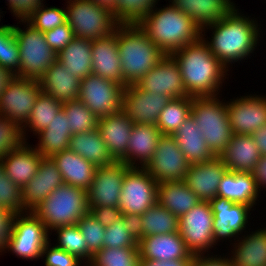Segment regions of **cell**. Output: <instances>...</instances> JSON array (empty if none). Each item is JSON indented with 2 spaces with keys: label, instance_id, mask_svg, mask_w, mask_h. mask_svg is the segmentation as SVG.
<instances>
[{
  "label": "cell",
  "instance_id": "cell-45",
  "mask_svg": "<svg viewBox=\"0 0 266 266\" xmlns=\"http://www.w3.org/2000/svg\"><path fill=\"white\" fill-rule=\"evenodd\" d=\"M160 0H117L113 14L119 24H137Z\"/></svg>",
  "mask_w": 266,
  "mask_h": 266
},
{
  "label": "cell",
  "instance_id": "cell-10",
  "mask_svg": "<svg viewBox=\"0 0 266 266\" xmlns=\"http://www.w3.org/2000/svg\"><path fill=\"white\" fill-rule=\"evenodd\" d=\"M213 213L209 201H201L179 218V234L192 255H213Z\"/></svg>",
  "mask_w": 266,
  "mask_h": 266
},
{
  "label": "cell",
  "instance_id": "cell-13",
  "mask_svg": "<svg viewBox=\"0 0 266 266\" xmlns=\"http://www.w3.org/2000/svg\"><path fill=\"white\" fill-rule=\"evenodd\" d=\"M124 88L115 81L92 73L80 80L78 100L101 118L122 110Z\"/></svg>",
  "mask_w": 266,
  "mask_h": 266
},
{
  "label": "cell",
  "instance_id": "cell-48",
  "mask_svg": "<svg viewBox=\"0 0 266 266\" xmlns=\"http://www.w3.org/2000/svg\"><path fill=\"white\" fill-rule=\"evenodd\" d=\"M21 190L18 185L9 179L0 162V207L6 208L15 214L24 213Z\"/></svg>",
  "mask_w": 266,
  "mask_h": 266
},
{
  "label": "cell",
  "instance_id": "cell-46",
  "mask_svg": "<svg viewBox=\"0 0 266 266\" xmlns=\"http://www.w3.org/2000/svg\"><path fill=\"white\" fill-rule=\"evenodd\" d=\"M81 233L83 234L88 246V264L92 256L100 251L103 246L105 226L88 211L77 223Z\"/></svg>",
  "mask_w": 266,
  "mask_h": 266
},
{
  "label": "cell",
  "instance_id": "cell-21",
  "mask_svg": "<svg viewBox=\"0 0 266 266\" xmlns=\"http://www.w3.org/2000/svg\"><path fill=\"white\" fill-rule=\"evenodd\" d=\"M227 168L220 157L189 165L183 181L201 201H210L217 196L218 185Z\"/></svg>",
  "mask_w": 266,
  "mask_h": 266
},
{
  "label": "cell",
  "instance_id": "cell-41",
  "mask_svg": "<svg viewBox=\"0 0 266 266\" xmlns=\"http://www.w3.org/2000/svg\"><path fill=\"white\" fill-rule=\"evenodd\" d=\"M56 235L57 248L63 249L66 252L78 257L85 265H88V246L83 234L81 233L78 225H68L55 228L51 233Z\"/></svg>",
  "mask_w": 266,
  "mask_h": 266
},
{
  "label": "cell",
  "instance_id": "cell-60",
  "mask_svg": "<svg viewBox=\"0 0 266 266\" xmlns=\"http://www.w3.org/2000/svg\"><path fill=\"white\" fill-rule=\"evenodd\" d=\"M256 146L258 147L262 156H266V125L252 134Z\"/></svg>",
  "mask_w": 266,
  "mask_h": 266
},
{
  "label": "cell",
  "instance_id": "cell-20",
  "mask_svg": "<svg viewBox=\"0 0 266 266\" xmlns=\"http://www.w3.org/2000/svg\"><path fill=\"white\" fill-rule=\"evenodd\" d=\"M61 173L51 157H43L35 176L22 188L24 211H33L56 188L62 186Z\"/></svg>",
  "mask_w": 266,
  "mask_h": 266
},
{
  "label": "cell",
  "instance_id": "cell-57",
  "mask_svg": "<svg viewBox=\"0 0 266 266\" xmlns=\"http://www.w3.org/2000/svg\"><path fill=\"white\" fill-rule=\"evenodd\" d=\"M124 224L133 238L139 242L143 238V226L141 214H123Z\"/></svg>",
  "mask_w": 266,
  "mask_h": 266
},
{
  "label": "cell",
  "instance_id": "cell-25",
  "mask_svg": "<svg viewBox=\"0 0 266 266\" xmlns=\"http://www.w3.org/2000/svg\"><path fill=\"white\" fill-rule=\"evenodd\" d=\"M42 156L28 141L0 159L6 175L21 189L35 176Z\"/></svg>",
  "mask_w": 266,
  "mask_h": 266
},
{
  "label": "cell",
  "instance_id": "cell-50",
  "mask_svg": "<svg viewBox=\"0 0 266 266\" xmlns=\"http://www.w3.org/2000/svg\"><path fill=\"white\" fill-rule=\"evenodd\" d=\"M103 246L110 248L138 247V242L128 231L127 225L124 224L123 216L105 228Z\"/></svg>",
  "mask_w": 266,
  "mask_h": 266
},
{
  "label": "cell",
  "instance_id": "cell-12",
  "mask_svg": "<svg viewBox=\"0 0 266 266\" xmlns=\"http://www.w3.org/2000/svg\"><path fill=\"white\" fill-rule=\"evenodd\" d=\"M157 181L144 169L130 167L123 179L118 207L123 214H144L157 203Z\"/></svg>",
  "mask_w": 266,
  "mask_h": 266
},
{
  "label": "cell",
  "instance_id": "cell-2",
  "mask_svg": "<svg viewBox=\"0 0 266 266\" xmlns=\"http://www.w3.org/2000/svg\"><path fill=\"white\" fill-rule=\"evenodd\" d=\"M178 63L185 90L190 97L221 95L228 70L209 49L202 37L170 54Z\"/></svg>",
  "mask_w": 266,
  "mask_h": 266
},
{
  "label": "cell",
  "instance_id": "cell-14",
  "mask_svg": "<svg viewBox=\"0 0 266 266\" xmlns=\"http://www.w3.org/2000/svg\"><path fill=\"white\" fill-rule=\"evenodd\" d=\"M41 92L37 79L16 77L0 95V116L12 120L22 128Z\"/></svg>",
  "mask_w": 266,
  "mask_h": 266
},
{
  "label": "cell",
  "instance_id": "cell-11",
  "mask_svg": "<svg viewBox=\"0 0 266 266\" xmlns=\"http://www.w3.org/2000/svg\"><path fill=\"white\" fill-rule=\"evenodd\" d=\"M209 203L214 217L212 226L215 246H219L220 242L224 241L225 243L230 241V245L233 244L243 232L245 233L251 227L248 224L250 223V212L254 210L251 206L235 203L218 196L210 200Z\"/></svg>",
  "mask_w": 266,
  "mask_h": 266
},
{
  "label": "cell",
  "instance_id": "cell-8",
  "mask_svg": "<svg viewBox=\"0 0 266 266\" xmlns=\"http://www.w3.org/2000/svg\"><path fill=\"white\" fill-rule=\"evenodd\" d=\"M66 3L67 22L77 38L89 41L104 38L119 25L113 13L92 0H67Z\"/></svg>",
  "mask_w": 266,
  "mask_h": 266
},
{
  "label": "cell",
  "instance_id": "cell-40",
  "mask_svg": "<svg viewBox=\"0 0 266 266\" xmlns=\"http://www.w3.org/2000/svg\"><path fill=\"white\" fill-rule=\"evenodd\" d=\"M143 237L179 231V218L158 203L141 215Z\"/></svg>",
  "mask_w": 266,
  "mask_h": 266
},
{
  "label": "cell",
  "instance_id": "cell-19",
  "mask_svg": "<svg viewBox=\"0 0 266 266\" xmlns=\"http://www.w3.org/2000/svg\"><path fill=\"white\" fill-rule=\"evenodd\" d=\"M136 84L146 92L166 95L171 99L188 96L178 63L171 55L163 56Z\"/></svg>",
  "mask_w": 266,
  "mask_h": 266
},
{
  "label": "cell",
  "instance_id": "cell-9",
  "mask_svg": "<svg viewBox=\"0 0 266 266\" xmlns=\"http://www.w3.org/2000/svg\"><path fill=\"white\" fill-rule=\"evenodd\" d=\"M50 233L32 212L16 214L7 252L23 260H40L45 245L50 241Z\"/></svg>",
  "mask_w": 266,
  "mask_h": 266
},
{
  "label": "cell",
  "instance_id": "cell-4",
  "mask_svg": "<svg viewBox=\"0 0 266 266\" xmlns=\"http://www.w3.org/2000/svg\"><path fill=\"white\" fill-rule=\"evenodd\" d=\"M116 39L122 79L128 85L137 83L165 56L138 24H119Z\"/></svg>",
  "mask_w": 266,
  "mask_h": 266
},
{
  "label": "cell",
  "instance_id": "cell-62",
  "mask_svg": "<svg viewBox=\"0 0 266 266\" xmlns=\"http://www.w3.org/2000/svg\"><path fill=\"white\" fill-rule=\"evenodd\" d=\"M92 1L113 14L117 9V0H92Z\"/></svg>",
  "mask_w": 266,
  "mask_h": 266
},
{
  "label": "cell",
  "instance_id": "cell-30",
  "mask_svg": "<svg viewBox=\"0 0 266 266\" xmlns=\"http://www.w3.org/2000/svg\"><path fill=\"white\" fill-rule=\"evenodd\" d=\"M162 133L155 124H134L127 149V166L144 168L153 157Z\"/></svg>",
  "mask_w": 266,
  "mask_h": 266
},
{
  "label": "cell",
  "instance_id": "cell-22",
  "mask_svg": "<svg viewBox=\"0 0 266 266\" xmlns=\"http://www.w3.org/2000/svg\"><path fill=\"white\" fill-rule=\"evenodd\" d=\"M133 125L122 110L98 119L97 128L114 161H122L127 165L128 140Z\"/></svg>",
  "mask_w": 266,
  "mask_h": 266
},
{
  "label": "cell",
  "instance_id": "cell-51",
  "mask_svg": "<svg viewBox=\"0 0 266 266\" xmlns=\"http://www.w3.org/2000/svg\"><path fill=\"white\" fill-rule=\"evenodd\" d=\"M52 245L53 244L50 239L42 250L40 258H44L43 262L45 266H87L78 257L71 255L63 249L57 248L55 245Z\"/></svg>",
  "mask_w": 266,
  "mask_h": 266
},
{
  "label": "cell",
  "instance_id": "cell-44",
  "mask_svg": "<svg viewBox=\"0 0 266 266\" xmlns=\"http://www.w3.org/2000/svg\"><path fill=\"white\" fill-rule=\"evenodd\" d=\"M0 8V22L3 16ZM2 17V18H1ZM20 49L14 34V25H0V66L17 74L20 69Z\"/></svg>",
  "mask_w": 266,
  "mask_h": 266
},
{
  "label": "cell",
  "instance_id": "cell-59",
  "mask_svg": "<svg viewBox=\"0 0 266 266\" xmlns=\"http://www.w3.org/2000/svg\"><path fill=\"white\" fill-rule=\"evenodd\" d=\"M193 259H176V260H140V266H191Z\"/></svg>",
  "mask_w": 266,
  "mask_h": 266
},
{
  "label": "cell",
  "instance_id": "cell-24",
  "mask_svg": "<svg viewBox=\"0 0 266 266\" xmlns=\"http://www.w3.org/2000/svg\"><path fill=\"white\" fill-rule=\"evenodd\" d=\"M92 73L126 87L122 79L116 30L111 35L92 41Z\"/></svg>",
  "mask_w": 266,
  "mask_h": 266
},
{
  "label": "cell",
  "instance_id": "cell-55",
  "mask_svg": "<svg viewBox=\"0 0 266 266\" xmlns=\"http://www.w3.org/2000/svg\"><path fill=\"white\" fill-rule=\"evenodd\" d=\"M89 211L99 221L102 226L108 227L116 220L122 218V211L119 207H103L97 206L89 208Z\"/></svg>",
  "mask_w": 266,
  "mask_h": 266
},
{
  "label": "cell",
  "instance_id": "cell-15",
  "mask_svg": "<svg viewBox=\"0 0 266 266\" xmlns=\"http://www.w3.org/2000/svg\"><path fill=\"white\" fill-rule=\"evenodd\" d=\"M190 163L180 150L172 135H162L157 142L153 157L144 169L157 181H181L187 174Z\"/></svg>",
  "mask_w": 266,
  "mask_h": 266
},
{
  "label": "cell",
  "instance_id": "cell-43",
  "mask_svg": "<svg viewBox=\"0 0 266 266\" xmlns=\"http://www.w3.org/2000/svg\"><path fill=\"white\" fill-rule=\"evenodd\" d=\"M62 108L67 116L72 135L97 128L99 118L80 100L63 102Z\"/></svg>",
  "mask_w": 266,
  "mask_h": 266
},
{
  "label": "cell",
  "instance_id": "cell-1",
  "mask_svg": "<svg viewBox=\"0 0 266 266\" xmlns=\"http://www.w3.org/2000/svg\"><path fill=\"white\" fill-rule=\"evenodd\" d=\"M238 7L235 6L220 21L202 29V39L208 44L210 52L228 70L233 67L232 64L235 66L237 62L240 64L254 57V51L261 45L260 38L263 39L261 21L259 23L257 18L247 13L245 15ZM207 30L212 31L211 38L206 35Z\"/></svg>",
  "mask_w": 266,
  "mask_h": 266
},
{
  "label": "cell",
  "instance_id": "cell-26",
  "mask_svg": "<svg viewBox=\"0 0 266 266\" xmlns=\"http://www.w3.org/2000/svg\"><path fill=\"white\" fill-rule=\"evenodd\" d=\"M248 230L236 239L226 254L233 266H266V227Z\"/></svg>",
  "mask_w": 266,
  "mask_h": 266
},
{
  "label": "cell",
  "instance_id": "cell-38",
  "mask_svg": "<svg viewBox=\"0 0 266 266\" xmlns=\"http://www.w3.org/2000/svg\"><path fill=\"white\" fill-rule=\"evenodd\" d=\"M63 102L54 99L52 96L41 92L34 104L30 117L22 127L23 139L25 142L30 137L28 132L36 136L43 129H46L57 113L62 109ZM27 132V133H26Z\"/></svg>",
  "mask_w": 266,
  "mask_h": 266
},
{
  "label": "cell",
  "instance_id": "cell-52",
  "mask_svg": "<svg viewBox=\"0 0 266 266\" xmlns=\"http://www.w3.org/2000/svg\"><path fill=\"white\" fill-rule=\"evenodd\" d=\"M46 42L57 54L64 49L74 38V32L68 22L44 32Z\"/></svg>",
  "mask_w": 266,
  "mask_h": 266
},
{
  "label": "cell",
  "instance_id": "cell-61",
  "mask_svg": "<svg viewBox=\"0 0 266 266\" xmlns=\"http://www.w3.org/2000/svg\"><path fill=\"white\" fill-rule=\"evenodd\" d=\"M16 78V74L8 68L0 66V95L6 90L7 85Z\"/></svg>",
  "mask_w": 266,
  "mask_h": 266
},
{
  "label": "cell",
  "instance_id": "cell-49",
  "mask_svg": "<svg viewBox=\"0 0 266 266\" xmlns=\"http://www.w3.org/2000/svg\"><path fill=\"white\" fill-rule=\"evenodd\" d=\"M24 142L22 128L12 120L0 116V159Z\"/></svg>",
  "mask_w": 266,
  "mask_h": 266
},
{
  "label": "cell",
  "instance_id": "cell-34",
  "mask_svg": "<svg viewBox=\"0 0 266 266\" xmlns=\"http://www.w3.org/2000/svg\"><path fill=\"white\" fill-rule=\"evenodd\" d=\"M201 200L181 181H166L158 184L157 203L180 218Z\"/></svg>",
  "mask_w": 266,
  "mask_h": 266
},
{
  "label": "cell",
  "instance_id": "cell-33",
  "mask_svg": "<svg viewBox=\"0 0 266 266\" xmlns=\"http://www.w3.org/2000/svg\"><path fill=\"white\" fill-rule=\"evenodd\" d=\"M172 136L190 164L210 161L216 157L191 115Z\"/></svg>",
  "mask_w": 266,
  "mask_h": 266
},
{
  "label": "cell",
  "instance_id": "cell-47",
  "mask_svg": "<svg viewBox=\"0 0 266 266\" xmlns=\"http://www.w3.org/2000/svg\"><path fill=\"white\" fill-rule=\"evenodd\" d=\"M26 21L41 32L52 30L67 22L66 9L47 7L45 4L37 8Z\"/></svg>",
  "mask_w": 266,
  "mask_h": 266
},
{
  "label": "cell",
  "instance_id": "cell-16",
  "mask_svg": "<svg viewBox=\"0 0 266 266\" xmlns=\"http://www.w3.org/2000/svg\"><path fill=\"white\" fill-rule=\"evenodd\" d=\"M239 97L226 100L232 133L252 135L266 125V94L248 93Z\"/></svg>",
  "mask_w": 266,
  "mask_h": 266
},
{
  "label": "cell",
  "instance_id": "cell-37",
  "mask_svg": "<svg viewBox=\"0 0 266 266\" xmlns=\"http://www.w3.org/2000/svg\"><path fill=\"white\" fill-rule=\"evenodd\" d=\"M57 60L82 80L92 74V41L75 37L58 53Z\"/></svg>",
  "mask_w": 266,
  "mask_h": 266
},
{
  "label": "cell",
  "instance_id": "cell-58",
  "mask_svg": "<svg viewBox=\"0 0 266 266\" xmlns=\"http://www.w3.org/2000/svg\"><path fill=\"white\" fill-rule=\"evenodd\" d=\"M253 177L255 179L257 188L259 192L266 191V156H261L260 160L256 164L254 170L252 171Z\"/></svg>",
  "mask_w": 266,
  "mask_h": 266
},
{
  "label": "cell",
  "instance_id": "cell-3",
  "mask_svg": "<svg viewBox=\"0 0 266 266\" xmlns=\"http://www.w3.org/2000/svg\"><path fill=\"white\" fill-rule=\"evenodd\" d=\"M168 3L163 8L156 4L137 23L165 55H170L202 37V29L195 21Z\"/></svg>",
  "mask_w": 266,
  "mask_h": 266
},
{
  "label": "cell",
  "instance_id": "cell-28",
  "mask_svg": "<svg viewBox=\"0 0 266 266\" xmlns=\"http://www.w3.org/2000/svg\"><path fill=\"white\" fill-rule=\"evenodd\" d=\"M252 172L226 171L218 185L217 196L233 201L244 203L256 210L257 203L261 198Z\"/></svg>",
  "mask_w": 266,
  "mask_h": 266
},
{
  "label": "cell",
  "instance_id": "cell-56",
  "mask_svg": "<svg viewBox=\"0 0 266 266\" xmlns=\"http://www.w3.org/2000/svg\"><path fill=\"white\" fill-rule=\"evenodd\" d=\"M223 255V256H222ZM191 266H233L226 254L196 255Z\"/></svg>",
  "mask_w": 266,
  "mask_h": 266
},
{
  "label": "cell",
  "instance_id": "cell-18",
  "mask_svg": "<svg viewBox=\"0 0 266 266\" xmlns=\"http://www.w3.org/2000/svg\"><path fill=\"white\" fill-rule=\"evenodd\" d=\"M170 100L169 96L146 92L136 83L129 84L123 91L122 111L134 124H156Z\"/></svg>",
  "mask_w": 266,
  "mask_h": 266
},
{
  "label": "cell",
  "instance_id": "cell-17",
  "mask_svg": "<svg viewBox=\"0 0 266 266\" xmlns=\"http://www.w3.org/2000/svg\"><path fill=\"white\" fill-rule=\"evenodd\" d=\"M129 168L122 161L96 167L93 182L87 190L88 208L118 207L124 175Z\"/></svg>",
  "mask_w": 266,
  "mask_h": 266
},
{
  "label": "cell",
  "instance_id": "cell-39",
  "mask_svg": "<svg viewBox=\"0 0 266 266\" xmlns=\"http://www.w3.org/2000/svg\"><path fill=\"white\" fill-rule=\"evenodd\" d=\"M192 97L171 99L158 115L156 127L162 135H173L190 116Z\"/></svg>",
  "mask_w": 266,
  "mask_h": 266
},
{
  "label": "cell",
  "instance_id": "cell-31",
  "mask_svg": "<svg viewBox=\"0 0 266 266\" xmlns=\"http://www.w3.org/2000/svg\"><path fill=\"white\" fill-rule=\"evenodd\" d=\"M51 158L56 163L64 184L88 190L96 171L94 164L70 149L56 153Z\"/></svg>",
  "mask_w": 266,
  "mask_h": 266
},
{
  "label": "cell",
  "instance_id": "cell-42",
  "mask_svg": "<svg viewBox=\"0 0 266 266\" xmlns=\"http://www.w3.org/2000/svg\"><path fill=\"white\" fill-rule=\"evenodd\" d=\"M87 266H140L138 247H103Z\"/></svg>",
  "mask_w": 266,
  "mask_h": 266
},
{
  "label": "cell",
  "instance_id": "cell-7",
  "mask_svg": "<svg viewBox=\"0 0 266 266\" xmlns=\"http://www.w3.org/2000/svg\"><path fill=\"white\" fill-rule=\"evenodd\" d=\"M24 28L19 27L20 25ZM14 24V34L20 49V69L16 77L37 79L57 60V53L46 42L44 32L26 20Z\"/></svg>",
  "mask_w": 266,
  "mask_h": 266
},
{
  "label": "cell",
  "instance_id": "cell-6",
  "mask_svg": "<svg viewBox=\"0 0 266 266\" xmlns=\"http://www.w3.org/2000/svg\"><path fill=\"white\" fill-rule=\"evenodd\" d=\"M221 96L192 97L190 115L216 157L225 151L233 135L228 120L226 100Z\"/></svg>",
  "mask_w": 266,
  "mask_h": 266
},
{
  "label": "cell",
  "instance_id": "cell-54",
  "mask_svg": "<svg viewBox=\"0 0 266 266\" xmlns=\"http://www.w3.org/2000/svg\"><path fill=\"white\" fill-rule=\"evenodd\" d=\"M16 214L0 207V255L6 253Z\"/></svg>",
  "mask_w": 266,
  "mask_h": 266
},
{
  "label": "cell",
  "instance_id": "cell-29",
  "mask_svg": "<svg viewBox=\"0 0 266 266\" xmlns=\"http://www.w3.org/2000/svg\"><path fill=\"white\" fill-rule=\"evenodd\" d=\"M38 81L42 92L58 101L66 102L78 99L80 79L73 76L70 68H66L58 60L49 66Z\"/></svg>",
  "mask_w": 266,
  "mask_h": 266
},
{
  "label": "cell",
  "instance_id": "cell-23",
  "mask_svg": "<svg viewBox=\"0 0 266 266\" xmlns=\"http://www.w3.org/2000/svg\"><path fill=\"white\" fill-rule=\"evenodd\" d=\"M140 260L194 259L179 232L151 235L138 242Z\"/></svg>",
  "mask_w": 266,
  "mask_h": 266
},
{
  "label": "cell",
  "instance_id": "cell-5",
  "mask_svg": "<svg viewBox=\"0 0 266 266\" xmlns=\"http://www.w3.org/2000/svg\"><path fill=\"white\" fill-rule=\"evenodd\" d=\"M89 211L87 191L68 184L56 188L32 212L51 233L55 228L77 225Z\"/></svg>",
  "mask_w": 266,
  "mask_h": 266
},
{
  "label": "cell",
  "instance_id": "cell-27",
  "mask_svg": "<svg viewBox=\"0 0 266 266\" xmlns=\"http://www.w3.org/2000/svg\"><path fill=\"white\" fill-rule=\"evenodd\" d=\"M261 156L252 135L233 134L220 159L228 171L252 172Z\"/></svg>",
  "mask_w": 266,
  "mask_h": 266
},
{
  "label": "cell",
  "instance_id": "cell-36",
  "mask_svg": "<svg viewBox=\"0 0 266 266\" xmlns=\"http://www.w3.org/2000/svg\"><path fill=\"white\" fill-rule=\"evenodd\" d=\"M69 149L96 167L110 165L114 162L98 128L89 132L72 135L70 137Z\"/></svg>",
  "mask_w": 266,
  "mask_h": 266
},
{
  "label": "cell",
  "instance_id": "cell-32",
  "mask_svg": "<svg viewBox=\"0 0 266 266\" xmlns=\"http://www.w3.org/2000/svg\"><path fill=\"white\" fill-rule=\"evenodd\" d=\"M203 29L223 19L236 5L231 0H169Z\"/></svg>",
  "mask_w": 266,
  "mask_h": 266
},
{
  "label": "cell",
  "instance_id": "cell-53",
  "mask_svg": "<svg viewBox=\"0 0 266 266\" xmlns=\"http://www.w3.org/2000/svg\"><path fill=\"white\" fill-rule=\"evenodd\" d=\"M45 0H6L8 10L16 20H26L37 8L45 4Z\"/></svg>",
  "mask_w": 266,
  "mask_h": 266
},
{
  "label": "cell",
  "instance_id": "cell-35",
  "mask_svg": "<svg viewBox=\"0 0 266 266\" xmlns=\"http://www.w3.org/2000/svg\"><path fill=\"white\" fill-rule=\"evenodd\" d=\"M71 136L68 119L62 108L50 125L36 135L39 141L33 146L42 157H52L56 153L69 149Z\"/></svg>",
  "mask_w": 266,
  "mask_h": 266
}]
</instances>
